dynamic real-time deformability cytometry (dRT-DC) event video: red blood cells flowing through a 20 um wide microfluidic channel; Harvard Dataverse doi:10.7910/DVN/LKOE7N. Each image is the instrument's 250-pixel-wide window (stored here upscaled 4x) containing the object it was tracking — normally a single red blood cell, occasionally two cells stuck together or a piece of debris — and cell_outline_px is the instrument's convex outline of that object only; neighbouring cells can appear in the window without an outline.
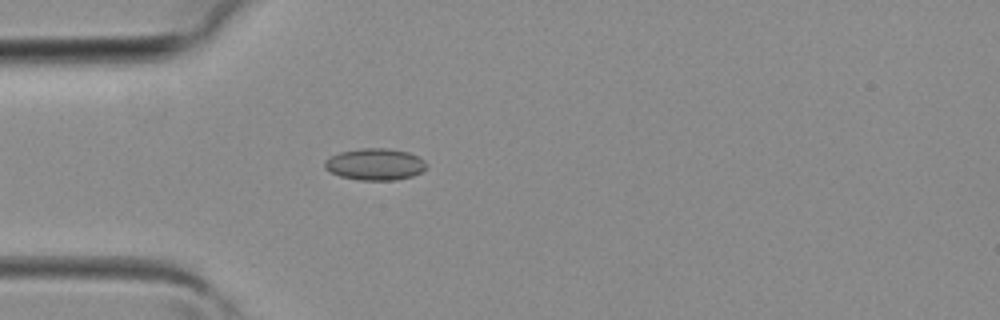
{"species": "common noctule bat (a hibernating species)", "species_latin": "Nyctalus noctula", "temperature_condition": "room temperature", "stored_images_in_passage": 18, "camera_frame_rate_fps": 3000, "um_per_image_px": 0.085, "animal": {"sex": "female", "body_mass_g": 19.3, "forearm_length_mm": 54.1}, "frame": {"image": 1, "passage_image": 1, "time_ms": 0.0, "image_size_px": [1000, 320], "cell_outline_px": [[428, 164], [420, 172], [412, 176], [396, 180], [360, 180], [340, 176], [324, 168], [324, 160], [340, 152], [360, 148], [388, 148], [408, 152], [424, 160]], "centroid_in_image_um": [31.87, 13.96], "position_along_channel_um": 53.1, "area_um2": 18.73}}
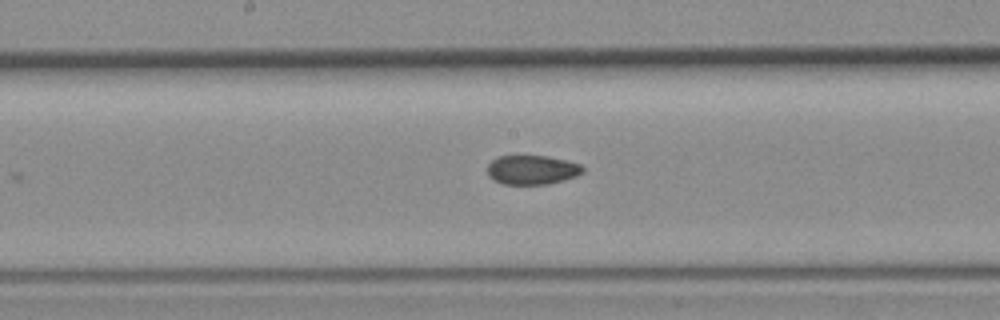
{"frame": {"image": 2, "passage_image": 10, "time_ms": 3.0, "image_size_px": [1000, 320], "cell_outline_px": [[584, 172], [576, 176], [548, 184], [504, 184], [492, 180], [488, 176], [488, 164], [492, 160], [500, 156], [548, 156], [580, 164], [584, 168]], "centroid_in_image_um": [45.21, 14.44], "position_along_channel_um": 203.0, "area_um2": 16.18}}
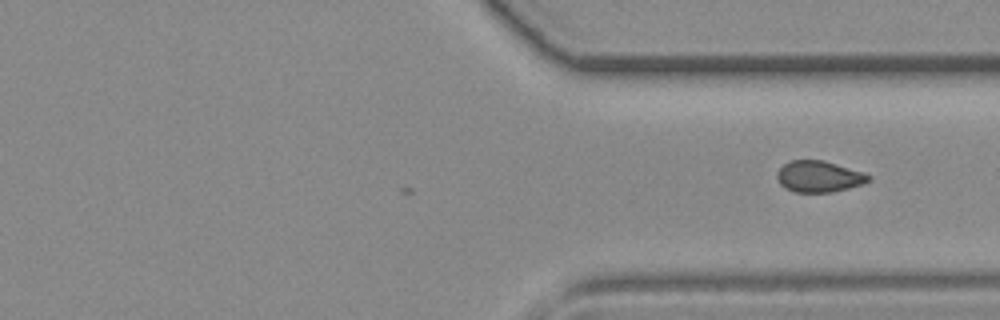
{"frame": {"image": 3, "passage_image": 18, "time_ms": 5.667, "image_size_px": [1000, 320], "cell_outline_px": [[872, 176], [864, 184], [832, 192], [796, 192], [784, 188], [780, 184], [776, 176], [776, 172], [784, 164], [792, 160], [824, 160], [864, 172]], "centroid_in_image_um": [69.61, 15.0], "position_along_channel_um": 341.8, "area_um2": 16.76}}